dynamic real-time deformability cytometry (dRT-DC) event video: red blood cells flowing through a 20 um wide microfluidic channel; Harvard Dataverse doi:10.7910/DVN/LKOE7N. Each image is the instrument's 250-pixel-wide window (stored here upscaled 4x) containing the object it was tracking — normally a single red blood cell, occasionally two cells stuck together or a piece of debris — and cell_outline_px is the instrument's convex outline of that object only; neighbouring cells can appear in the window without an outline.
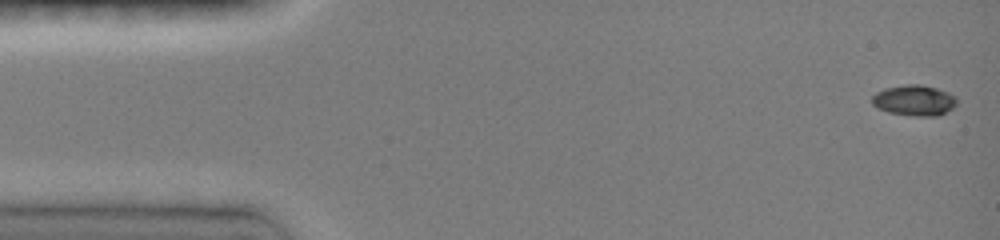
{"species": "common noctule bat (a hibernating species)", "species_latin": "Nyctalus noctula", "temperature_condition": "room temperature", "stored_images_in_passage": 32, "camera_frame_rate_fps": 3000, "um_per_image_px": 0.085, "animal": {"sex": "female", "body_mass_g": 19.0, "forearm_length_mm": 51.5}, "frame": {"image": 1, "passage_image": 1, "time_ms": 0.0, "image_size_px": [1000, 240], "cell_outline_px": [[956, 104], [952, 108], [940, 116], [912, 116], [888, 112], [872, 104], [872, 96], [876, 92], [884, 88], [904, 84], [920, 84], [936, 88], [948, 92], [956, 96]], "centroid_in_image_um": [77.72, 8.53], "position_along_channel_um": 7.3, "area_um2": 15.26}}
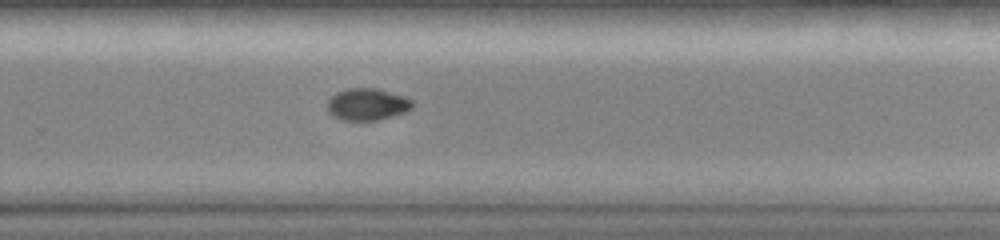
{"frame": {"image": 2, "passage_image": 22, "time_ms": 10.0, "image_size_px": [1000, 240], "cell_outline_px": [[412, 108], [404, 112], [392, 116], [376, 120], [340, 120], [332, 116], [328, 112], [328, 100], [336, 92], [348, 88], [376, 88], [404, 96], [412, 100]], "centroid_in_image_um": [31.19, 8.87], "position_along_channel_um": 298.6, "area_um2": 15.78}}
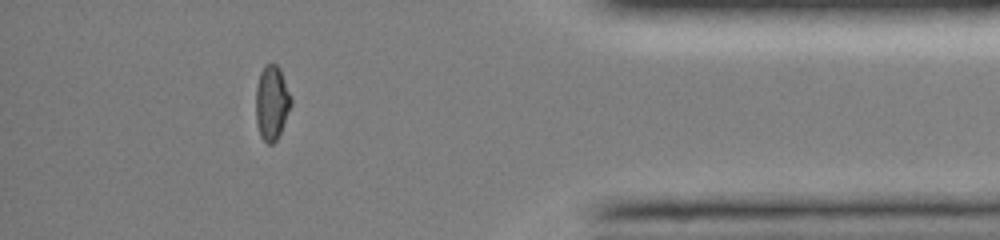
{"frame": {"image": 3, "passage_image": 29, "time_ms": 13.333, "image_size_px": [1000, 240], "cell_outline_px": [[292, 104], [280, 132], [276, 140], [272, 144], [268, 144], [260, 136], [256, 124], [256, 84], [260, 72], [264, 64], [276, 64], [280, 68], [292, 96]], "centroid_in_image_um": [23.1, 8.7], "position_along_channel_um": 412.1, "area_um2": 15.49}, "authors_computed_cell_mechanics": {"area_um2": 15.7216, "velocity_mm_per_s": 4.1328, "shape_relaxation_time_tau1_ms": 3.8048, "shape_relaxation_time_tau2_ms": 8.2942, "deformation_change_tau1": 0.1582, "deformation_change_tau2": 0.0507}}